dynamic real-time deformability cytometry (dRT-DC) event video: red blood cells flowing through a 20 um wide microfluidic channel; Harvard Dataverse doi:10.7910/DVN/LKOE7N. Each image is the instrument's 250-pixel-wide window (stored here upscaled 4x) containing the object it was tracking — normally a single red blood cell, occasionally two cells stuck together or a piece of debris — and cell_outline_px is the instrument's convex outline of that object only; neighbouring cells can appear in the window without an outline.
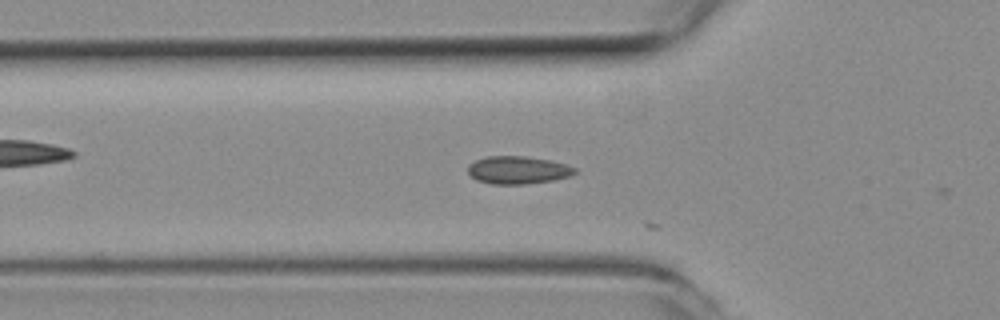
{"species": "common noctule bat (a hibernating species)", "species_latin": "Nyctalus noctula", "temperature_condition": "room temperature", "stored_images_in_passage": 10, "camera_frame_rate_fps": 3000, "um_per_image_px": 0.085, "animal": {"sex": "female", "body_mass_g": 19.3, "forearm_length_mm": 54.1}, "frame": {"image": 1, "passage_image": 9, "time_ms": 2.667, "image_size_px": [1000, 320], "cell_outline_px": [[576, 172], [568, 176], [552, 180], [524, 184], [492, 184], [476, 180], [468, 172], [468, 164], [484, 156], [524, 156], [552, 160], [568, 164], [576, 168]], "centroid_in_image_um": [44.01, 14.44], "position_along_channel_um": 81.8, "area_um2": 17.34}}